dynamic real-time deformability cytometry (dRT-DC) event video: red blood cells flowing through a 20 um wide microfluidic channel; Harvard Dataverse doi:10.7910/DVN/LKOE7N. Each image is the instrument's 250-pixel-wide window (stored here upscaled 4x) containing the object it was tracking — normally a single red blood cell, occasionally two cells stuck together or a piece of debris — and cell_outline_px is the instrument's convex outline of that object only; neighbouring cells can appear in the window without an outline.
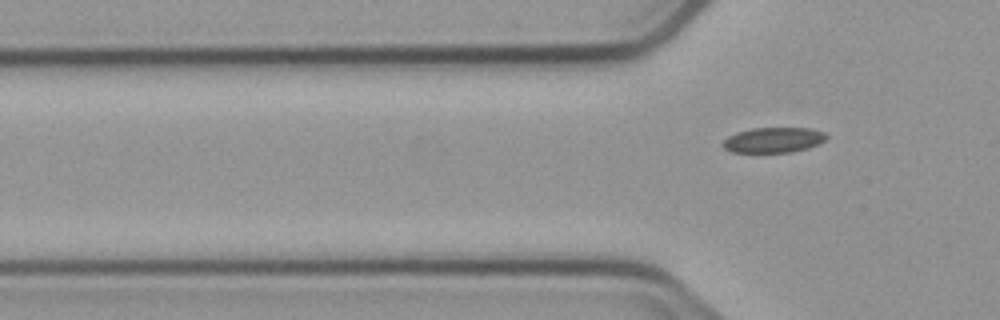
{"species": "common noctule bat (a hibernating species)", "species_latin": "Nyctalus noctula", "temperature_condition": "cold", "stored_images_in_passage": 4, "camera_frame_rate_fps": 3000, "um_per_image_px": 0.085, "animal": {"sex": "male", "body_mass_g": 23.1, "forearm_length_mm": 52.7}, "frame": {"image": 1, "passage_image": 4, "time_ms": 3.667, "image_size_px": [1000, 320], "cell_outline_px": [[828, 136], [820, 144], [808, 148], [792, 152], [732, 152], [724, 148], [720, 144], [728, 136], [736, 132], [752, 128], [812, 128], [824, 132]], "centroid_in_image_um": [65.75, 11.89], "position_along_channel_um": 60.1, "area_um2": 15.37}}